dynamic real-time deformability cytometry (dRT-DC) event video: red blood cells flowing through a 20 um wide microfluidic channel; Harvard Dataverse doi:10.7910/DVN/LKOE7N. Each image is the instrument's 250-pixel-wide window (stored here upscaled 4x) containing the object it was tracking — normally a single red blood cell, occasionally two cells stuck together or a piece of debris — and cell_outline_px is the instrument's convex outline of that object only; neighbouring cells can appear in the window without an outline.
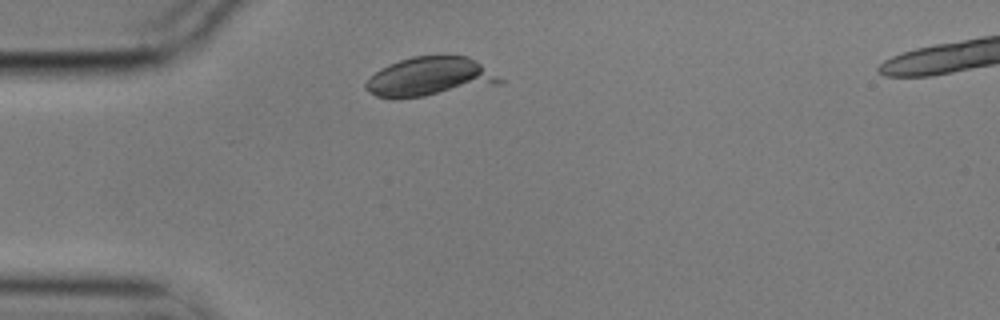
{"species": "common noctule bat (a hibernating species)", "species_latin": "Nyctalus noctula", "temperature_condition": "cold", "stored_images_in_passage": 8, "camera_frame_rate_fps": 3000, "um_per_image_px": 0.085, "animal": {"sex": "male", "body_mass_g": 17.9}, "frame": {"image": 1, "passage_image": 1, "time_ms": 0.0, "image_size_px": [1000, 320], "cell_outline_px": [[504, 80], [500, 84], [424, 96], [376, 96], [364, 88], [364, 84], [380, 68], [388, 64], [412, 56], [468, 56], [476, 60]], "centroid_in_image_um": [36.58, 6.5], "position_along_channel_um": 48.4, "area_um2": 29.88}}
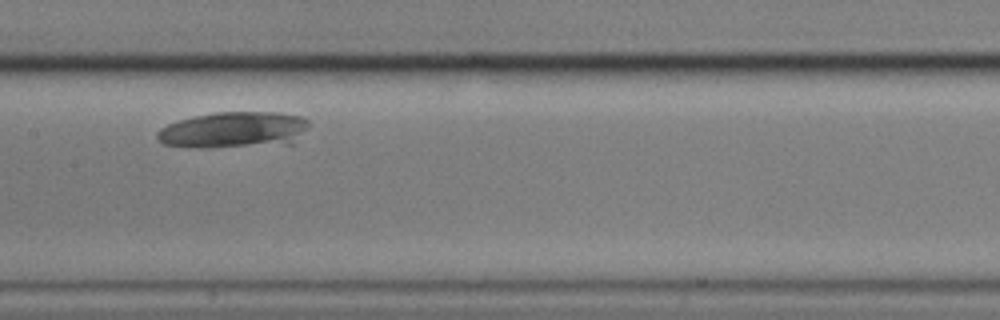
{"frame": {"image": 2, "passage_image": 5, "time_ms": 1.333, "image_size_px": [1000, 320], "cell_outline_px": [[308, 128], [292, 144], [212, 148], [188, 148], [164, 144], [156, 136], [156, 132], [160, 128], [168, 124], [192, 116], [216, 112], [280, 112], [304, 116], [308, 120]], "centroid_in_image_um": [19.89, 11.05], "position_along_channel_um": 187.5, "area_um2": 32.6}}
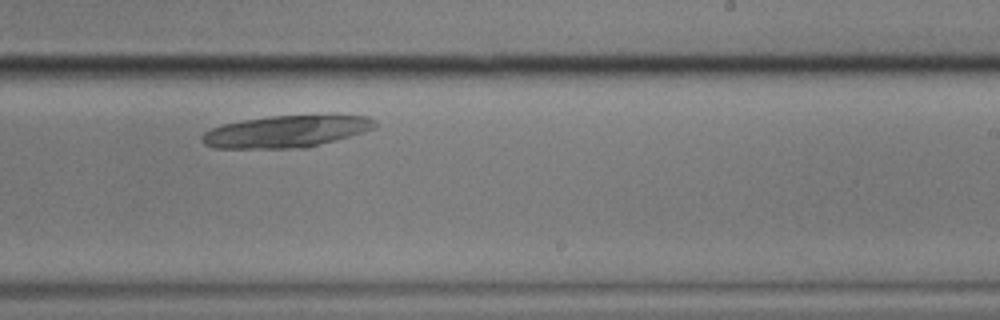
{"frame": {"image": 3, "passage_image": 7, "time_ms": 2.0, "image_size_px": [1000, 320], "cell_outline_px": [[376, 124], [372, 128], [364, 132], [336, 140], [304, 148], [216, 148], [204, 144], [200, 140], [200, 136], [204, 132], [212, 128], [224, 124], [244, 120], [272, 116], [368, 116], [376, 120]], "centroid_in_image_um": [24.28, 11.19], "position_along_channel_um": 264.7, "area_um2": 31.73}}